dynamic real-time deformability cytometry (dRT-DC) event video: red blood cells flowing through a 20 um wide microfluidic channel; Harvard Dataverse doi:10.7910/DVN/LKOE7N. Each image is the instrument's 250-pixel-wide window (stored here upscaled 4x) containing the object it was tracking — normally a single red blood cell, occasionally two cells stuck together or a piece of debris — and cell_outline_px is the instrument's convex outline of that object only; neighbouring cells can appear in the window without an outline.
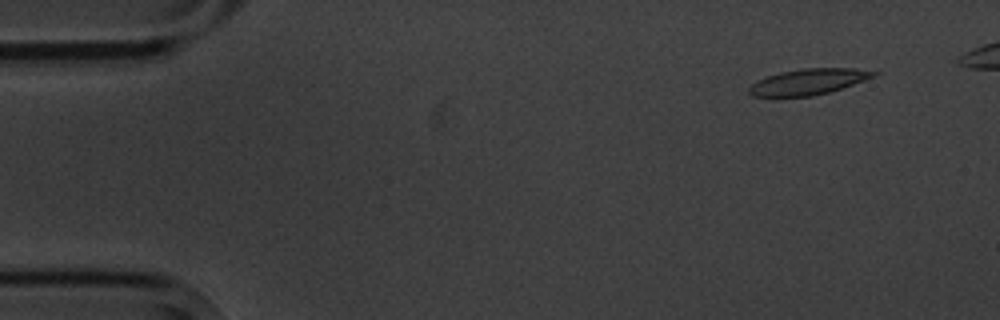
{"species": "common noctule bat (a hibernating species)", "species_latin": "Nyctalus noctula", "temperature_condition": "cold", "stored_images_in_passage": 6, "camera_frame_rate_fps": 3000, "um_per_image_px": 0.085, "animal": {"sex": "male", "body_mass_g": 20.1, "forearm_length_mm": 53.5}, "frame": {"image": 1, "passage_image": 2, "time_ms": 1.0, "image_size_px": [1000, 320], "cell_outline_px": [[880, 72], [864, 80], [828, 92], [812, 96], [752, 96], [748, 92], [748, 88], [752, 84], [768, 76], [780, 72], [804, 68], [856, 68]], "centroid_in_image_um": [68.7, 6.94], "position_along_channel_um": 16.3, "area_um2": 18.38}}